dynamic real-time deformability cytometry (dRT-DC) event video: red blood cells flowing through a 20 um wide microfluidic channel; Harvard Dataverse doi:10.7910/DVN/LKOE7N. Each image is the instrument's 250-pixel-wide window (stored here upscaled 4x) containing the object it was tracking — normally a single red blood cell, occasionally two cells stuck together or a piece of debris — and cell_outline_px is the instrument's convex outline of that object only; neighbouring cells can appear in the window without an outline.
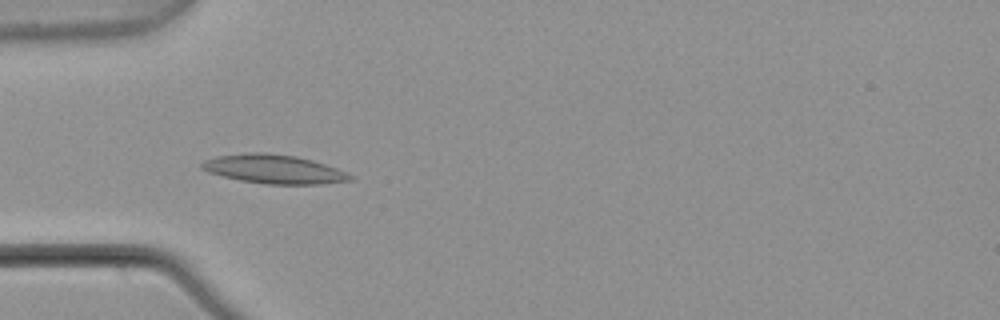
{"species": "common noctule bat (a hibernating species)", "species_latin": "Nyctalus noctula", "temperature_condition": "warm", "stored_images_in_passage": 4, "camera_frame_rate_fps": 3000, "um_per_image_px": 0.085, "animal": {"sex": "male", "body_mass_g": 21.5, "forearm_length_mm": 52.0}, "frame": {"image": 1, "passage_image": 3, "time_ms": 0.667, "image_size_px": [1000, 320], "cell_outline_px": [[352, 180], [320, 184], [264, 184], [240, 180], [208, 172], [200, 168], [200, 164], [204, 160], [216, 156], [248, 152], [264, 152], [296, 156], [312, 160], [336, 168], [352, 176]], "centroid_in_image_um": [23.23, 14.37], "position_along_channel_um": 61.8, "area_um2": 24.85}}
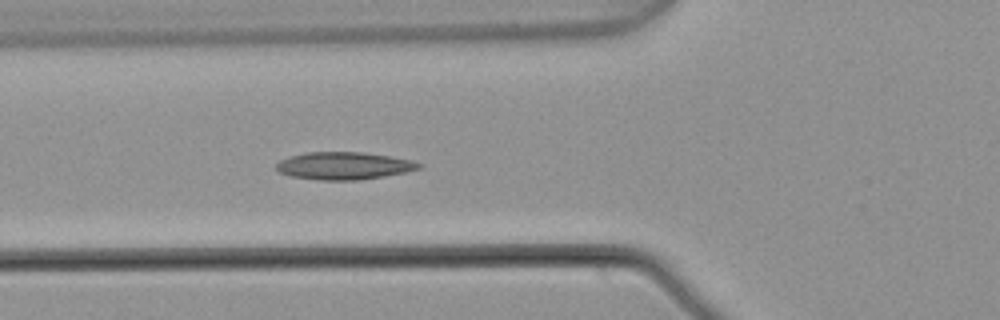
{"frame": {"image": 2, "passage_image": 4, "time_ms": 1.0, "image_size_px": [1000, 320], "cell_outline_px": [[424, 164], [420, 168], [404, 172], [384, 176], [360, 180], [320, 180], [288, 176], [280, 172], [276, 168], [276, 164], [280, 160], [292, 156], [308, 152], [364, 152], [412, 160]], "centroid_in_image_um": [29.23, 14.09], "position_along_channel_um": 96.6, "area_um2": 22.77}}